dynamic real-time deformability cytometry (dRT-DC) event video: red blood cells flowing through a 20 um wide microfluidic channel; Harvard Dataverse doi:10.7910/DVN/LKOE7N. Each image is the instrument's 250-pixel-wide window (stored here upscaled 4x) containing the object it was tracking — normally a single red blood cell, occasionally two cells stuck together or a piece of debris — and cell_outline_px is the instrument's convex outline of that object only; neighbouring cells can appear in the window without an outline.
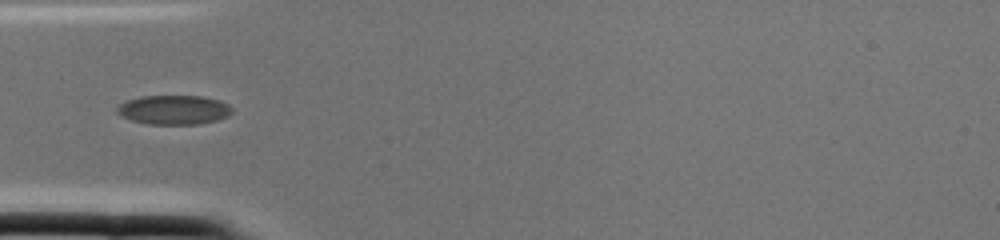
{"species": "common noctule bat (a hibernating species)", "species_latin": "Nyctalus noctula", "temperature_condition": "cold", "stored_images_in_passage": 2, "camera_frame_rate_fps": 3000, "um_per_image_px": 0.085, "animal": {"sex": "female", "body_mass_g": 22.0, "forearm_length_mm": 56.7}, "frame": {"image": 1, "passage_image": 2, "time_ms": 0.333, "image_size_px": [1000, 240], "cell_outline_px": [[232, 112], [228, 116], [216, 120], [200, 124], [148, 124], [132, 120], [120, 116], [116, 112], [116, 108], [120, 104], [128, 100], [140, 96], [204, 96], [220, 100], [228, 104], [232, 108]], "centroid_in_image_um": [14.78, 9.33], "position_along_channel_um": 70.2, "area_um2": 19.71}}